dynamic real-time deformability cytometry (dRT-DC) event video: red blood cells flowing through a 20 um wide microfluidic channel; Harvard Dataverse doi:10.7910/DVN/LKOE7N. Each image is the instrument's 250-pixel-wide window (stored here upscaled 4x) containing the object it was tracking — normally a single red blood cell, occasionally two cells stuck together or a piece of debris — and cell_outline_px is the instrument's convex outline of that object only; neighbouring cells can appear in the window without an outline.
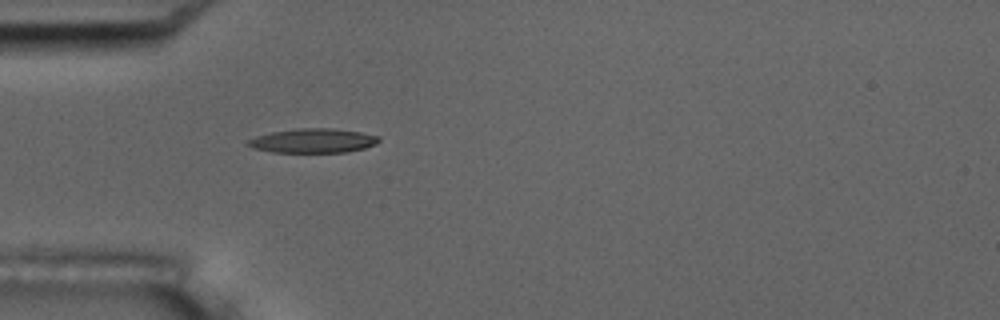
{"species": "common noctule bat (a hibernating species)", "species_latin": "Nyctalus noctula", "temperature_condition": "room temperature", "stored_images_in_passage": 39, "camera_frame_rate_fps": 3000, "um_per_image_px": 0.085, "animal": {"sex": "male", "body_mass_g": 17.5, "forearm_length_mm": 52.3}, "frame": {"image": 1, "passage_image": 1, "time_ms": 0.0, "image_size_px": [1000, 320], "cell_outline_px": [[380, 140], [376, 144], [364, 148], [348, 152], [272, 152], [252, 148], [244, 144], [248, 140], [256, 136], [272, 132], [296, 128], [328, 128], [360, 132], [380, 136]], "centroid_in_image_um": [26.59, 11.96], "position_along_channel_um": 58.4, "area_um2": 18.55}}
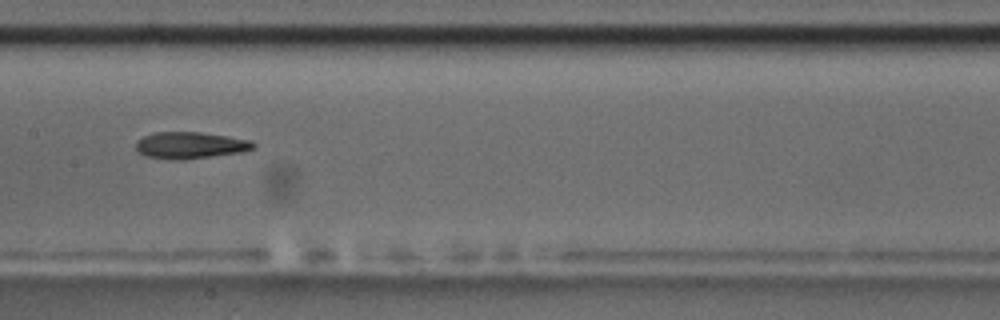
{"frame": {"image": 2, "passage_image": 12, "time_ms": 3.667, "image_size_px": [1000, 320], "cell_outline_px": [[256, 148], [244, 152], [184, 160], [176, 160], [144, 156], [136, 148], [136, 140], [152, 132], [200, 132], [228, 136], [252, 140], [256, 144]], "centroid_in_image_um": [16.21, 12.35], "position_along_channel_um": 191.2, "area_um2": 18.55}, "authors_computed_cell_mechanics": {"area_um2": 18.4382, "velocity_mm_per_s": 3.7326, "shape_relaxation_time_tau1_ms": 3.6197, "shape_relaxation_time_tau2_ms": 9.3698, "deformation_change_tau1": 0.1158, "deformation_change_tau2": 0.2168}}